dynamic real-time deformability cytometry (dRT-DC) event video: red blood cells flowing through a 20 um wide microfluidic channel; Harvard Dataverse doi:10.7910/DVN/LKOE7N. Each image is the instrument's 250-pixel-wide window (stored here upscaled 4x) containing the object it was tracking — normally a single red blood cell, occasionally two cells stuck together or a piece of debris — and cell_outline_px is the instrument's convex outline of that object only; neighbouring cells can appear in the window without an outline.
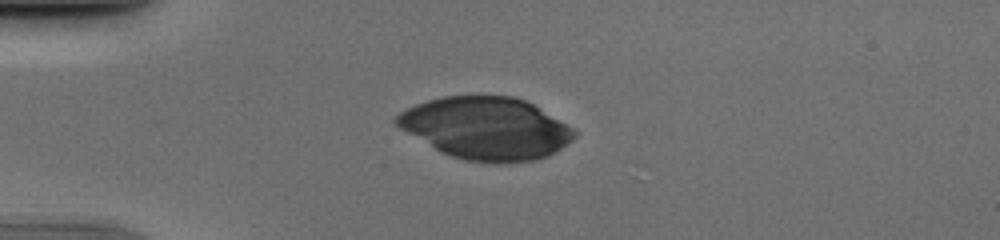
{"species": "human", "species_latin": "Homo sapiens", "temperature_condition": "cold", "stored_images_in_passage": 53, "camera_frame_rate_fps": 3000, "um_per_image_px": 0.085, "donor": {"sex": "male"}, "frame": {"image": 1, "passage_image": 15, "time_ms": 4.667, "image_size_px": [1000, 240], "cell_outline_px": [[576, 136], [572, 140], [548, 156], [532, 160], [464, 160], [440, 152], [400, 128], [392, 120], [400, 112], [416, 104], [428, 100], [444, 96], [476, 92], [512, 96], [528, 100], [572, 128], [576, 132]], "centroid_in_image_um": [41.28, 10.82], "position_along_channel_um": 43.7, "area_um2": 64.33}}